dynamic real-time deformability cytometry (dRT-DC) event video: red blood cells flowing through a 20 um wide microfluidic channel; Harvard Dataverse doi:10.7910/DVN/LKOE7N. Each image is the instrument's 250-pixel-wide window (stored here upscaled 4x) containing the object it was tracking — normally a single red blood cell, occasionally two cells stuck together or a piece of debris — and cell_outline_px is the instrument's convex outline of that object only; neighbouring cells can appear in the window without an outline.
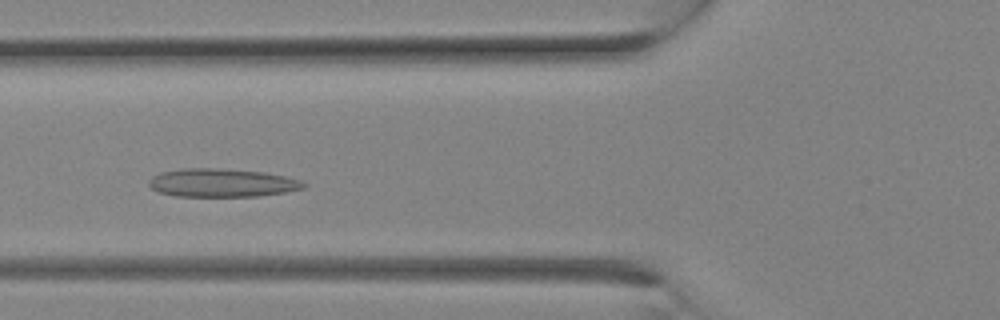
{"species": "Egyptian fruit bat (a non-hibernating species)", "species_latin": "Rousettus aegyptiacus", "temperature_condition": "room temperature", "stored_images_in_passage": 10, "camera_frame_rate_fps": 3000, "um_per_image_px": 0.085, "animal": {"sex": "female"}, "frame": {"image": 1, "passage_image": 7, "time_ms": 2.0, "image_size_px": [1000, 320], "cell_outline_px": [[308, 184], [304, 188], [284, 192], [256, 196], [176, 196], [156, 192], [148, 184], [148, 180], [152, 176], [160, 172], [180, 168], [216, 168], [264, 172], [284, 176], [300, 180]], "centroid_in_image_um": [18.81, 15.53], "position_along_channel_um": 107.0, "area_um2": 25.61}}
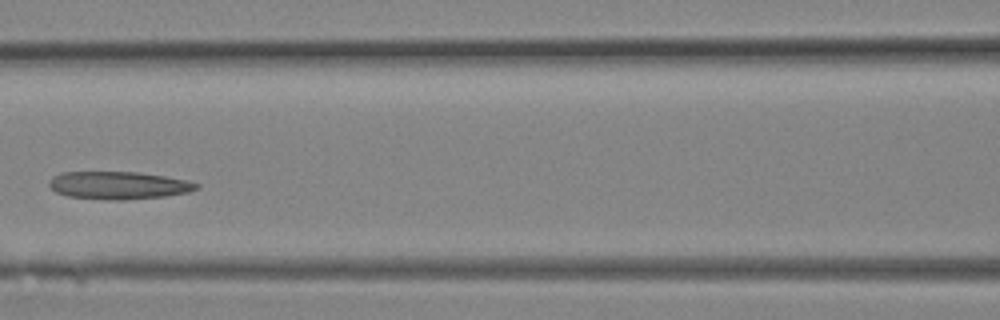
{"frame": {"image": 2, "passage_image": 9, "time_ms": 2.667, "image_size_px": [1000, 320], "cell_outline_px": [[200, 188], [188, 192], [164, 196], [120, 200], [68, 196], [56, 192], [48, 184], [48, 180], [52, 176], [60, 172], [140, 172], [188, 180], [200, 184]], "centroid_in_image_um": [10.08, 15.74], "position_along_channel_um": 156.5, "area_um2": 23.7}}